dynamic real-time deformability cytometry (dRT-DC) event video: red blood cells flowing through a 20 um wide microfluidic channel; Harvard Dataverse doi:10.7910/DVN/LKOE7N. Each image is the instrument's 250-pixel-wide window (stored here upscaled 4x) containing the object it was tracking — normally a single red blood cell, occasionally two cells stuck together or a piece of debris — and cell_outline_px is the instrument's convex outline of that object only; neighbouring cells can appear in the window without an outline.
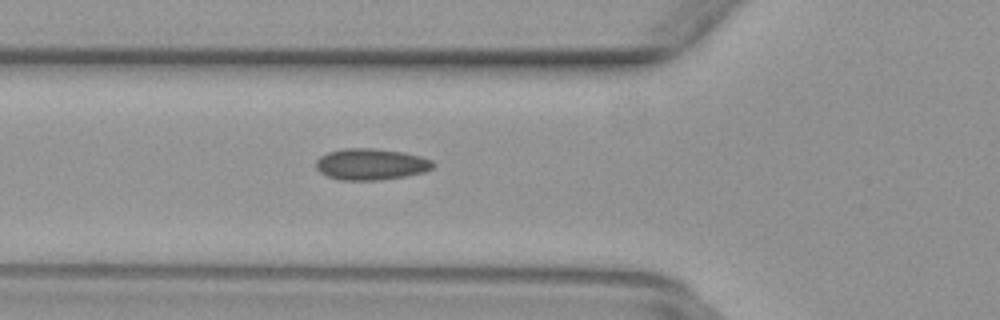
{"species": "common noctule bat (a hibernating species)", "species_latin": "Nyctalus noctula", "temperature_condition": "warm", "stored_images_in_passage": 16, "camera_frame_rate_fps": 3000, "um_per_image_px": 0.085, "animal": {"sex": "female", "body_mass_g": 29.2, "forearm_length_mm": 56.3}, "frame": {"image": 1, "passage_image": 15, "time_ms": 4.667, "image_size_px": [1000, 320], "cell_outline_px": [[436, 164], [432, 168], [424, 172], [404, 176], [380, 180], [340, 180], [328, 176], [320, 172], [316, 168], [316, 160], [320, 156], [328, 152], [344, 148], [372, 148], [404, 152], [420, 156], [432, 160]], "centroid_in_image_um": [31.53, 13.95], "position_along_channel_um": 94.3, "area_um2": 21.44}}